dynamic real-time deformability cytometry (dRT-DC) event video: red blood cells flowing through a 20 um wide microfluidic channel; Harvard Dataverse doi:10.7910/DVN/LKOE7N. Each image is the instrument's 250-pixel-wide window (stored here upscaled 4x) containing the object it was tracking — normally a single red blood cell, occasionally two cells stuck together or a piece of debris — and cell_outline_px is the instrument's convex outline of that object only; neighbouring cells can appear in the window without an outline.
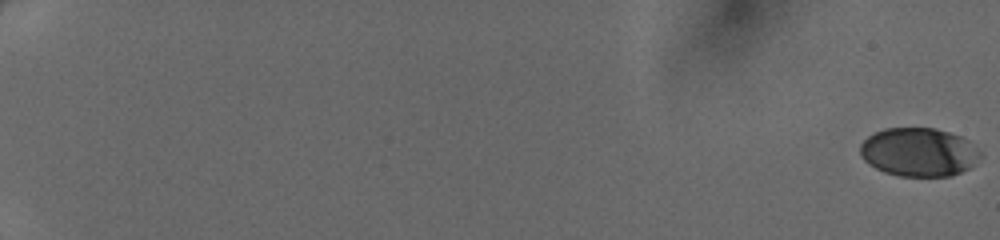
{"species": "human", "species_latin": "Homo sapiens", "temperature_condition": "cold", "stored_images_in_passage": 51, "camera_frame_rate_fps": 3000, "um_per_image_px": 0.085, "donor": {"sex": "female"}, "frame": {"image": 1, "passage_image": 1, "time_ms": 0.0, "image_size_px": [1000, 240], "cell_outline_px": [[980, 156], [968, 168], [952, 176], [900, 176], [884, 172], [876, 168], [864, 160], [860, 156], [860, 144], [868, 136], [884, 128], [932, 128], [948, 132], [960, 136], [968, 140], [980, 152]], "centroid_in_image_um": [78.06, 12.93], "position_along_channel_um": 6.9, "area_um2": 33.76}}
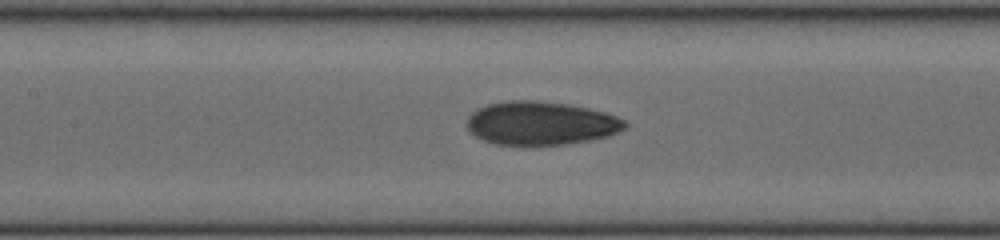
{"frame": {"image": 2, "passage_image": 28, "time_ms": 9.0, "image_size_px": [1000, 240], "cell_outline_px": [[628, 124], [624, 128], [608, 136], [588, 140], [564, 144], [532, 148], [520, 148], [492, 144], [468, 132], [464, 124], [468, 116], [472, 112], [488, 104], [508, 100], [536, 100], [568, 104], [604, 112], [616, 116], [624, 120]], "centroid_in_image_um": [45.88, 10.52], "position_along_channel_um": 161.5, "area_um2": 41.1}}
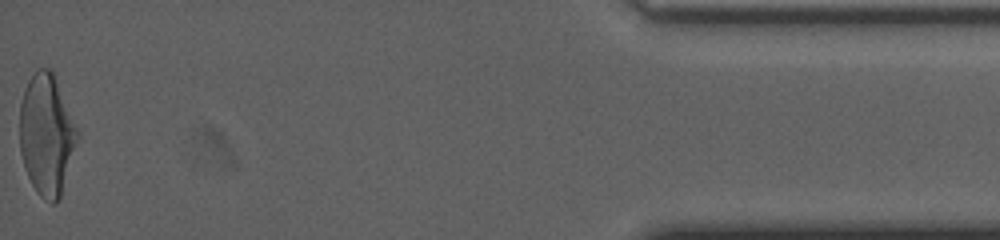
{"frame": {"image": 3, "passage_image": 51, "time_ms": 16.667, "image_size_px": [1000, 240], "cell_outline_px": [[80, 136], [60, 196], [52, 204], [44, 200], [36, 192], [28, 176], [20, 152], [20, 104], [24, 88], [28, 80], [36, 68], [52, 68], [80, 132]], "centroid_in_image_um": [3.98, 11.39], "position_along_channel_um": 431.2, "area_um2": 41.1}}